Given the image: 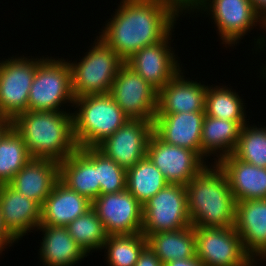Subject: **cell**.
Wrapping results in <instances>:
<instances>
[{"label": "cell", "instance_id": "e0dca14e", "mask_svg": "<svg viewBox=\"0 0 266 266\" xmlns=\"http://www.w3.org/2000/svg\"><path fill=\"white\" fill-rule=\"evenodd\" d=\"M188 73L183 68L158 91L156 113L205 111L208 84L187 78Z\"/></svg>", "mask_w": 266, "mask_h": 266}, {"label": "cell", "instance_id": "30bf717a", "mask_svg": "<svg viewBox=\"0 0 266 266\" xmlns=\"http://www.w3.org/2000/svg\"><path fill=\"white\" fill-rule=\"evenodd\" d=\"M196 257L206 266H257L234 226L195 227Z\"/></svg>", "mask_w": 266, "mask_h": 266}, {"label": "cell", "instance_id": "8992f818", "mask_svg": "<svg viewBox=\"0 0 266 266\" xmlns=\"http://www.w3.org/2000/svg\"><path fill=\"white\" fill-rule=\"evenodd\" d=\"M68 60L74 98L109 94L120 67L125 63L99 36L82 57Z\"/></svg>", "mask_w": 266, "mask_h": 266}, {"label": "cell", "instance_id": "6da1fadb", "mask_svg": "<svg viewBox=\"0 0 266 266\" xmlns=\"http://www.w3.org/2000/svg\"><path fill=\"white\" fill-rule=\"evenodd\" d=\"M116 8L97 36L124 62L143 47L163 40L177 20L186 16L177 0H120Z\"/></svg>", "mask_w": 266, "mask_h": 266}, {"label": "cell", "instance_id": "4fadbf2b", "mask_svg": "<svg viewBox=\"0 0 266 266\" xmlns=\"http://www.w3.org/2000/svg\"><path fill=\"white\" fill-rule=\"evenodd\" d=\"M146 156L169 184L186 186L208 165L195 151L167 144L154 133L149 138Z\"/></svg>", "mask_w": 266, "mask_h": 266}, {"label": "cell", "instance_id": "52a82bcc", "mask_svg": "<svg viewBox=\"0 0 266 266\" xmlns=\"http://www.w3.org/2000/svg\"><path fill=\"white\" fill-rule=\"evenodd\" d=\"M45 56L37 66L29 90L28 110L72 111L75 98L68 58Z\"/></svg>", "mask_w": 266, "mask_h": 266}, {"label": "cell", "instance_id": "f546056e", "mask_svg": "<svg viewBox=\"0 0 266 266\" xmlns=\"http://www.w3.org/2000/svg\"><path fill=\"white\" fill-rule=\"evenodd\" d=\"M31 159L24 140L12 127L0 140V184H8Z\"/></svg>", "mask_w": 266, "mask_h": 266}, {"label": "cell", "instance_id": "277c9868", "mask_svg": "<svg viewBox=\"0 0 266 266\" xmlns=\"http://www.w3.org/2000/svg\"><path fill=\"white\" fill-rule=\"evenodd\" d=\"M72 114L78 148L97 147L130 119L110 94L75 98Z\"/></svg>", "mask_w": 266, "mask_h": 266}, {"label": "cell", "instance_id": "f1b7e54d", "mask_svg": "<svg viewBox=\"0 0 266 266\" xmlns=\"http://www.w3.org/2000/svg\"><path fill=\"white\" fill-rule=\"evenodd\" d=\"M66 227L71 237L88 256L93 255L92 252L95 253V251L102 252L108 234L92 208Z\"/></svg>", "mask_w": 266, "mask_h": 266}, {"label": "cell", "instance_id": "3957f363", "mask_svg": "<svg viewBox=\"0 0 266 266\" xmlns=\"http://www.w3.org/2000/svg\"><path fill=\"white\" fill-rule=\"evenodd\" d=\"M193 227H231L236 201L226 174L217 164H208L185 186Z\"/></svg>", "mask_w": 266, "mask_h": 266}, {"label": "cell", "instance_id": "b9f144b4", "mask_svg": "<svg viewBox=\"0 0 266 266\" xmlns=\"http://www.w3.org/2000/svg\"><path fill=\"white\" fill-rule=\"evenodd\" d=\"M258 261H260V262H258ZM263 262H265V265H266V259L256 260L255 264H257V265L259 264L261 266V263H263Z\"/></svg>", "mask_w": 266, "mask_h": 266}, {"label": "cell", "instance_id": "60d3db41", "mask_svg": "<svg viewBox=\"0 0 266 266\" xmlns=\"http://www.w3.org/2000/svg\"><path fill=\"white\" fill-rule=\"evenodd\" d=\"M177 1L180 2L186 8L191 0H177Z\"/></svg>", "mask_w": 266, "mask_h": 266}, {"label": "cell", "instance_id": "d4e9b609", "mask_svg": "<svg viewBox=\"0 0 266 266\" xmlns=\"http://www.w3.org/2000/svg\"><path fill=\"white\" fill-rule=\"evenodd\" d=\"M246 123L248 122L224 120L205 114L202 124L201 158L210 165L232 154L237 146L241 129Z\"/></svg>", "mask_w": 266, "mask_h": 266}, {"label": "cell", "instance_id": "4316f807", "mask_svg": "<svg viewBox=\"0 0 266 266\" xmlns=\"http://www.w3.org/2000/svg\"><path fill=\"white\" fill-rule=\"evenodd\" d=\"M245 104L247 103L244 98L231 86H224L220 83L219 85L209 84L207 87L205 102L207 116L236 122H249L250 116L247 117Z\"/></svg>", "mask_w": 266, "mask_h": 266}, {"label": "cell", "instance_id": "ab89813d", "mask_svg": "<svg viewBox=\"0 0 266 266\" xmlns=\"http://www.w3.org/2000/svg\"><path fill=\"white\" fill-rule=\"evenodd\" d=\"M264 62L266 63V61H264ZM260 68L261 69L258 71L260 73L258 76V77H260L259 80L263 79V81L265 80L264 82H266V64L262 63V66Z\"/></svg>", "mask_w": 266, "mask_h": 266}, {"label": "cell", "instance_id": "cb8c5ba5", "mask_svg": "<svg viewBox=\"0 0 266 266\" xmlns=\"http://www.w3.org/2000/svg\"><path fill=\"white\" fill-rule=\"evenodd\" d=\"M35 231L43 236L37 250L42 266H75L88 256L71 237L67 227L39 225Z\"/></svg>", "mask_w": 266, "mask_h": 266}, {"label": "cell", "instance_id": "d6986e66", "mask_svg": "<svg viewBox=\"0 0 266 266\" xmlns=\"http://www.w3.org/2000/svg\"><path fill=\"white\" fill-rule=\"evenodd\" d=\"M59 180L91 202L100 195L97 148H77L59 163Z\"/></svg>", "mask_w": 266, "mask_h": 266}, {"label": "cell", "instance_id": "484cf974", "mask_svg": "<svg viewBox=\"0 0 266 266\" xmlns=\"http://www.w3.org/2000/svg\"><path fill=\"white\" fill-rule=\"evenodd\" d=\"M146 240L148 247L163 264L196 257L195 227L192 225L174 231L150 234Z\"/></svg>", "mask_w": 266, "mask_h": 266}, {"label": "cell", "instance_id": "d590c367", "mask_svg": "<svg viewBox=\"0 0 266 266\" xmlns=\"http://www.w3.org/2000/svg\"><path fill=\"white\" fill-rule=\"evenodd\" d=\"M262 34H264V35H262V34H257V35H260L257 39L254 37L253 39H254V42H252V43H254V49L252 48V50L251 51H253V54H254V51H255V54L257 55V53L256 52H258V53H261V51H262V53L263 52H265V48H266V15L262 18ZM264 31H265V33H264ZM265 47V48H264Z\"/></svg>", "mask_w": 266, "mask_h": 266}, {"label": "cell", "instance_id": "e575fe53", "mask_svg": "<svg viewBox=\"0 0 266 266\" xmlns=\"http://www.w3.org/2000/svg\"><path fill=\"white\" fill-rule=\"evenodd\" d=\"M19 243L4 227L2 216L0 213V255L7 251L8 247L13 246L14 244ZM1 257V256H0Z\"/></svg>", "mask_w": 266, "mask_h": 266}, {"label": "cell", "instance_id": "d6a6232c", "mask_svg": "<svg viewBox=\"0 0 266 266\" xmlns=\"http://www.w3.org/2000/svg\"><path fill=\"white\" fill-rule=\"evenodd\" d=\"M126 173V169L97 149V176L100 182V194L126 190Z\"/></svg>", "mask_w": 266, "mask_h": 266}, {"label": "cell", "instance_id": "7bdbcfd3", "mask_svg": "<svg viewBox=\"0 0 266 266\" xmlns=\"http://www.w3.org/2000/svg\"><path fill=\"white\" fill-rule=\"evenodd\" d=\"M6 117L4 116L3 112L0 109V119H5Z\"/></svg>", "mask_w": 266, "mask_h": 266}, {"label": "cell", "instance_id": "ac0fdd59", "mask_svg": "<svg viewBox=\"0 0 266 266\" xmlns=\"http://www.w3.org/2000/svg\"><path fill=\"white\" fill-rule=\"evenodd\" d=\"M0 213L4 227L18 242L41 223V206L9 184H0Z\"/></svg>", "mask_w": 266, "mask_h": 266}, {"label": "cell", "instance_id": "ba28073f", "mask_svg": "<svg viewBox=\"0 0 266 266\" xmlns=\"http://www.w3.org/2000/svg\"><path fill=\"white\" fill-rule=\"evenodd\" d=\"M44 57L13 54L0 60V109L6 118L13 120L28 110L29 90Z\"/></svg>", "mask_w": 266, "mask_h": 266}, {"label": "cell", "instance_id": "44dd1931", "mask_svg": "<svg viewBox=\"0 0 266 266\" xmlns=\"http://www.w3.org/2000/svg\"><path fill=\"white\" fill-rule=\"evenodd\" d=\"M216 164L226 174L236 202L266 199V168L246 163L233 154Z\"/></svg>", "mask_w": 266, "mask_h": 266}, {"label": "cell", "instance_id": "7402d4cb", "mask_svg": "<svg viewBox=\"0 0 266 266\" xmlns=\"http://www.w3.org/2000/svg\"><path fill=\"white\" fill-rule=\"evenodd\" d=\"M91 208L92 202L87 197L58 180L41 206L40 225L66 227Z\"/></svg>", "mask_w": 266, "mask_h": 266}, {"label": "cell", "instance_id": "7c38bea8", "mask_svg": "<svg viewBox=\"0 0 266 266\" xmlns=\"http://www.w3.org/2000/svg\"><path fill=\"white\" fill-rule=\"evenodd\" d=\"M174 31L175 28L163 40L143 47L125 61L157 91L184 68L180 57L175 53L176 49L171 46L176 37Z\"/></svg>", "mask_w": 266, "mask_h": 266}, {"label": "cell", "instance_id": "9a60e30c", "mask_svg": "<svg viewBox=\"0 0 266 266\" xmlns=\"http://www.w3.org/2000/svg\"><path fill=\"white\" fill-rule=\"evenodd\" d=\"M152 133L153 121L129 119L96 148L127 170L146 157L147 145Z\"/></svg>", "mask_w": 266, "mask_h": 266}, {"label": "cell", "instance_id": "5bb4252c", "mask_svg": "<svg viewBox=\"0 0 266 266\" xmlns=\"http://www.w3.org/2000/svg\"><path fill=\"white\" fill-rule=\"evenodd\" d=\"M92 209L108 235L142 233L143 206L127 189L100 194L92 201Z\"/></svg>", "mask_w": 266, "mask_h": 266}, {"label": "cell", "instance_id": "4dcf8cb0", "mask_svg": "<svg viewBox=\"0 0 266 266\" xmlns=\"http://www.w3.org/2000/svg\"><path fill=\"white\" fill-rule=\"evenodd\" d=\"M146 245L147 240L142 233L108 235L102 248L106 264L108 266H134Z\"/></svg>", "mask_w": 266, "mask_h": 266}, {"label": "cell", "instance_id": "836d02e7", "mask_svg": "<svg viewBox=\"0 0 266 266\" xmlns=\"http://www.w3.org/2000/svg\"><path fill=\"white\" fill-rule=\"evenodd\" d=\"M134 266H164V264L148 245H146Z\"/></svg>", "mask_w": 266, "mask_h": 266}, {"label": "cell", "instance_id": "5b68a950", "mask_svg": "<svg viewBox=\"0 0 266 266\" xmlns=\"http://www.w3.org/2000/svg\"><path fill=\"white\" fill-rule=\"evenodd\" d=\"M185 13L186 17L188 14L194 17L192 15L195 13L197 17L203 14L204 17L210 16L208 19L215 25L214 29L220 38L218 40L222 41L220 44L225 45V48L234 49L235 46L236 49L254 28L262 30V19L254 11L250 0H191Z\"/></svg>", "mask_w": 266, "mask_h": 266}, {"label": "cell", "instance_id": "7a4b0ae2", "mask_svg": "<svg viewBox=\"0 0 266 266\" xmlns=\"http://www.w3.org/2000/svg\"><path fill=\"white\" fill-rule=\"evenodd\" d=\"M31 158L60 163L78 147L73 134L72 111L27 110L12 120Z\"/></svg>", "mask_w": 266, "mask_h": 266}, {"label": "cell", "instance_id": "ffe728a7", "mask_svg": "<svg viewBox=\"0 0 266 266\" xmlns=\"http://www.w3.org/2000/svg\"><path fill=\"white\" fill-rule=\"evenodd\" d=\"M234 228L254 261L266 259V199L236 202Z\"/></svg>", "mask_w": 266, "mask_h": 266}, {"label": "cell", "instance_id": "8d00e7d4", "mask_svg": "<svg viewBox=\"0 0 266 266\" xmlns=\"http://www.w3.org/2000/svg\"><path fill=\"white\" fill-rule=\"evenodd\" d=\"M164 266H206L197 257L188 259H177L175 261H169L164 264Z\"/></svg>", "mask_w": 266, "mask_h": 266}, {"label": "cell", "instance_id": "2e32d148", "mask_svg": "<svg viewBox=\"0 0 266 266\" xmlns=\"http://www.w3.org/2000/svg\"><path fill=\"white\" fill-rule=\"evenodd\" d=\"M205 111L156 113L153 133L163 142L195 151L201 157V135Z\"/></svg>", "mask_w": 266, "mask_h": 266}, {"label": "cell", "instance_id": "603a6c76", "mask_svg": "<svg viewBox=\"0 0 266 266\" xmlns=\"http://www.w3.org/2000/svg\"><path fill=\"white\" fill-rule=\"evenodd\" d=\"M58 180V162L51 159L32 158L8 184L42 206Z\"/></svg>", "mask_w": 266, "mask_h": 266}, {"label": "cell", "instance_id": "83f0119b", "mask_svg": "<svg viewBox=\"0 0 266 266\" xmlns=\"http://www.w3.org/2000/svg\"><path fill=\"white\" fill-rule=\"evenodd\" d=\"M168 184L161 171L147 156L127 169L126 189L142 206Z\"/></svg>", "mask_w": 266, "mask_h": 266}, {"label": "cell", "instance_id": "74e56055", "mask_svg": "<svg viewBox=\"0 0 266 266\" xmlns=\"http://www.w3.org/2000/svg\"><path fill=\"white\" fill-rule=\"evenodd\" d=\"M250 2L254 8V11L262 19L266 15V0H250Z\"/></svg>", "mask_w": 266, "mask_h": 266}, {"label": "cell", "instance_id": "9c48e42d", "mask_svg": "<svg viewBox=\"0 0 266 266\" xmlns=\"http://www.w3.org/2000/svg\"><path fill=\"white\" fill-rule=\"evenodd\" d=\"M191 226L184 185L168 184L143 205L142 234L174 231Z\"/></svg>", "mask_w": 266, "mask_h": 266}, {"label": "cell", "instance_id": "f35d334b", "mask_svg": "<svg viewBox=\"0 0 266 266\" xmlns=\"http://www.w3.org/2000/svg\"><path fill=\"white\" fill-rule=\"evenodd\" d=\"M12 128V120L9 118L0 119V140Z\"/></svg>", "mask_w": 266, "mask_h": 266}, {"label": "cell", "instance_id": "8fae6325", "mask_svg": "<svg viewBox=\"0 0 266 266\" xmlns=\"http://www.w3.org/2000/svg\"><path fill=\"white\" fill-rule=\"evenodd\" d=\"M109 94L130 119L154 120L158 91L126 63L120 67Z\"/></svg>", "mask_w": 266, "mask_h": 266}, {"label": "cell", "instance_id": "1f68e13d", "mask_svg": "<svg viewBox=\"0 0 266 266\" xmlns=\"http://www.w3.org/2000/svg\"><path fill=\"white\" fill-rule=\"evenodd\" d=\"M246 123L232 153L236 158L257 167L266 168V126Z\"/></svg>", "mask_w": 266, "mask_h": 266}]
</instances>
